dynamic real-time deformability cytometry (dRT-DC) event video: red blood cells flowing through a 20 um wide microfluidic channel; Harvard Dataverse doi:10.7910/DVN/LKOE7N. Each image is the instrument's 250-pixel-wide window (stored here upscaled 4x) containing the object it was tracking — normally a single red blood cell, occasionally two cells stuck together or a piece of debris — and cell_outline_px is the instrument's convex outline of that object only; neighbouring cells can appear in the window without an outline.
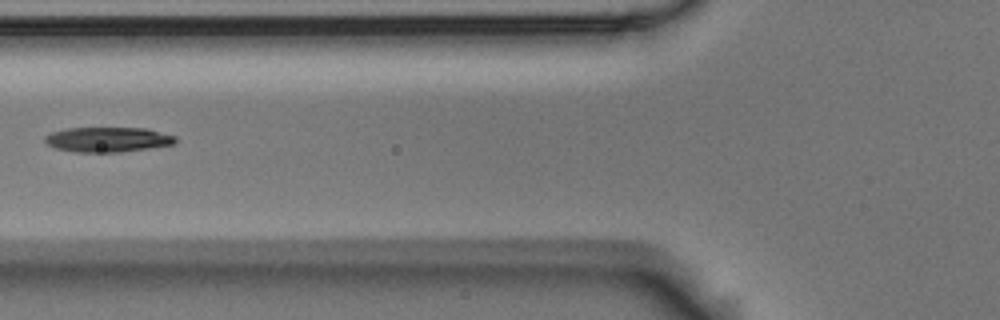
{"species": "Egyptian fruit bat (a non-hibernating species)", "species_latin": "Rousettus aegyptiacus", "temperature_condition": "room temperature", "stored_images_in_passage": 6, "camera_frame_rate_fps": 3000, "um_per_image_px": 0.085, "animal": {"sex": "male"}, "frame": {"image": 1, "passage_image": 6, "time_ms": 1.667, "image_size_px": [1000, 320], "cell_outline_px": [[176, 140], [172, 144], [148, 148], [116, 152], [76, 152], [56, 148], [48, 144], [44, 140], [44, 136], [52, 132], [68, 128], [148, 128], [176, 136]], "centroid_in_image_um": [9.15, 11.85], "position_along_channel_um": 116.6, "area_um2": 18.79}}